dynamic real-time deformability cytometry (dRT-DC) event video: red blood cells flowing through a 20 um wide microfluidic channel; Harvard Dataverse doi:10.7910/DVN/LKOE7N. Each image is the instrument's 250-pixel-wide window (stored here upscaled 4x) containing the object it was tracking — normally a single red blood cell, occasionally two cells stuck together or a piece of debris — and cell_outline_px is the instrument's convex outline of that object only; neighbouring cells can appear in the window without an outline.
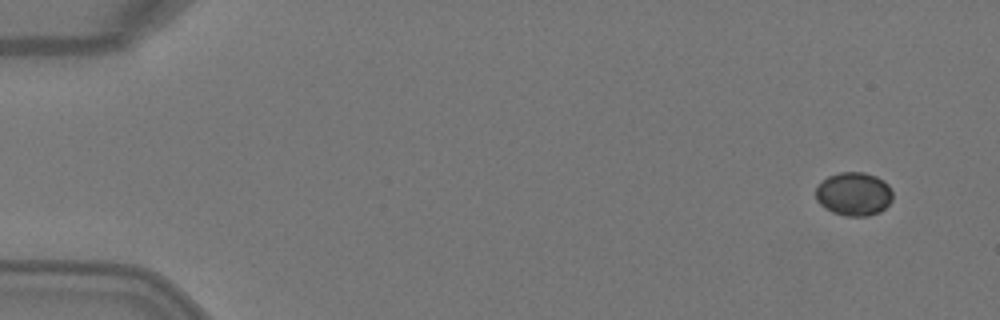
{"species": "Egyptian fruit bat (a non-hibernating species)", "species_latin": "Rousettus aegyptiacus", "temperature_condition": "warm", "stored_images_in_passage": 4, "camera_frame_rate_fps": 3000, "um_per_image_px": 0.085, "animal": {"sex": "female"}, "frame": {"image": 1, "passage_image": 1, "time_ms": 0.0, "image_size_px": [1000, 320], "cell_outline_px": [[892, 200], [880, 212], [868, 216], [844, 216], [832, 212], [824, 208], [816, 200], [816, 188], [828, 176], [840, 172], [864, 172], [876, 176], [884, 180], [888, 184], [892, 192]], "centroid_in_image_um": [72.58, 16.49], "position_along_channel_um": 12.4, "area_um2": 19.59}}
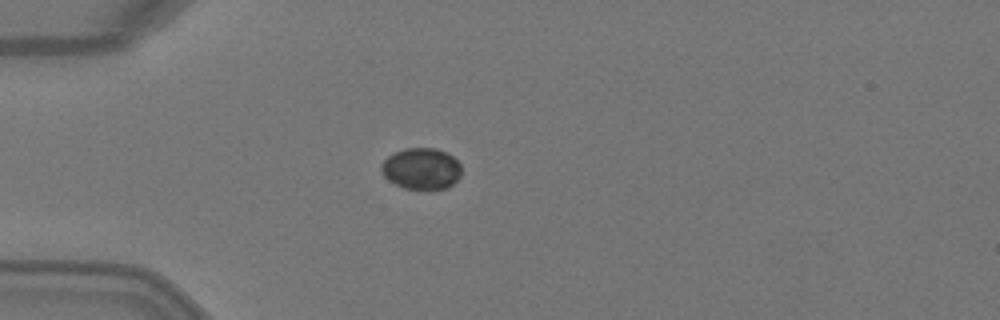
{"frame": {"image": 2, "passage_image": 4, "time_ms": 1.0, "image_size_px": [1000, 320], "cell_outline_px": [[460, 176], [448, 188], [404, 188], [388, 180], [384, 176], [380, 168], [380, 164], [388, 156], [404, 148], [436, 148], [448, 152], [460, 164]], "centroid_in_image_um": [35.81, 14.31], "position_along_channel_um": 49.2, "area_um2": 19.19}}